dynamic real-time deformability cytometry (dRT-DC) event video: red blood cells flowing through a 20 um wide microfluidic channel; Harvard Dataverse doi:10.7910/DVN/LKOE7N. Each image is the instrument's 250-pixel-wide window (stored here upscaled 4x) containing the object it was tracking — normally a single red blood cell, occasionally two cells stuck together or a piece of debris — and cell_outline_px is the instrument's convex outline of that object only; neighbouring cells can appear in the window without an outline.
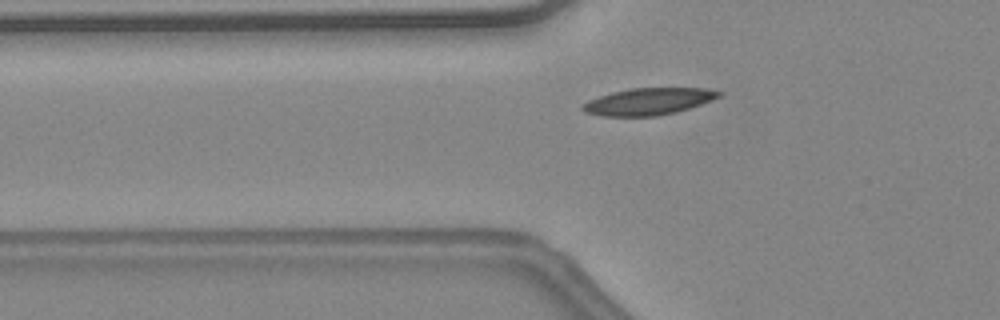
{"species": "common noctule bat (a hibernating species)", "species_latin": "Nyctalus noctula", "temperature_condition": "warm", "stored_images_in_passage": 35, "camera_frame_rate_fps": 3000, "um_per_image_px": 0.085, "animal": {"sex": "female", "body_mass_g": 24.6, "forearm_length_mm": 56.2}, "frame": {"image": 1, "passage_image": 6, "time_ms": 1.667, "image_size_px": [1000, 320], "cell_outline_px": [[724, 92], [720, 96], [712, 100], [676, 112], [660, 116], [600, 116], [584, 112], [580, 108], [580, 104], [588, 100], [612, 92], [632, 88], [704, 88]], "centroid_in_image_um": [55.08, 8.63], "position_along_channel_um": 70.7, "area_um2": 21.44}}
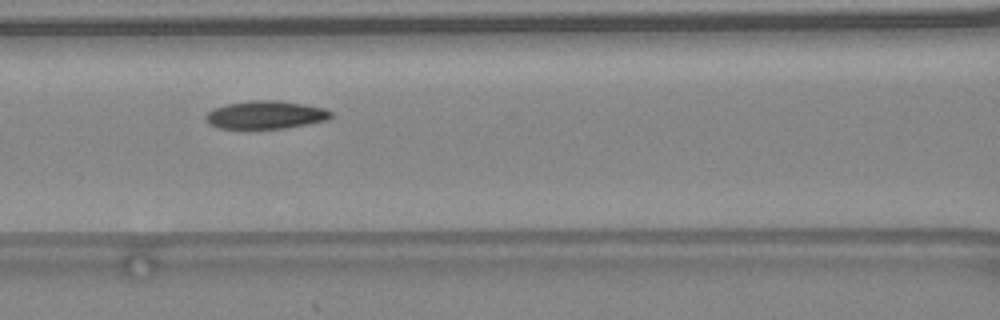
{"frame": {"image": 2, "passage_image": 11, "time_ms": 3.333, "image_size_px": [1000, 320], "cell_outline_px": [[332, 116], [328, 120], [308, 124], [284, 128], [220, 128], [208, 124], [204, 116], [208, 112], [216, 108], [228, 104], [252, 100], [276, 100], [304, 104], [324, 108], [332, 112]], "centroid_in_image_um": [22.6, 9.76], "position_along_channel_um": 144.0, "area_um2": 20.29}, "authors_computed_cell_mechanics": {"area_um2": 20.2878, "velocity_mm_per_s": 4.5227, "shape_relaxation_time_tau1_ms": 3.5454, "shape_relaxation_time_tau2_ms": 8.7033, "deformation_change_tau1": 0.126, "deformation_change_tau2": 0.1415}}